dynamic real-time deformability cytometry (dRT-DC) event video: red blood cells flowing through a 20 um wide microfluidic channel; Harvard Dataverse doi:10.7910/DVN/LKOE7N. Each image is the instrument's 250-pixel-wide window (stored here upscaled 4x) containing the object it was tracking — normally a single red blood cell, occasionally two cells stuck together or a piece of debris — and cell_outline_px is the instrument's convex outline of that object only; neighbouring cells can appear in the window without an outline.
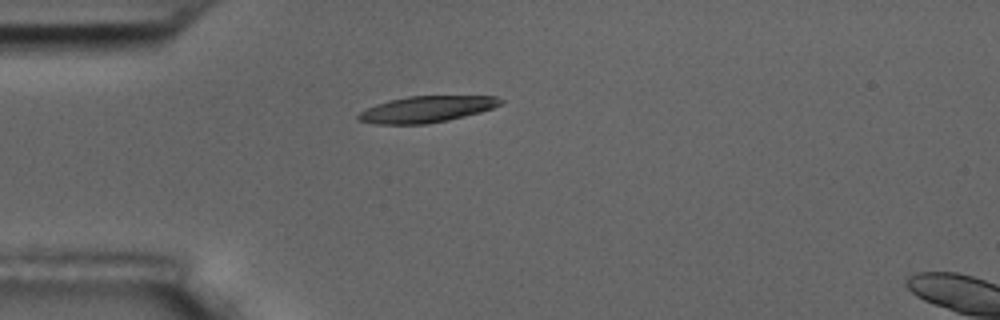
{"species": "common noctule bat (a hibernating species)", "species_latin": "Nyctalus noctula", "temperature_condition": "room temperature", "stored_images_in_passage": 6, "camera_frame_rate_fps": 3000, "um_per_image_px": 0.085, "animal": {"sex": "male", "body_mass_g": 17.5, "forearm_length_mm": 52.3}, "frame": {"image": 1, "passage_image": 6, "time_ms": 6.667, "image_size_px": [1000, 320], "cell_outline_px": [[504, 100], [500, 104], [492, 108], [480, 112], [448, 120], [424, 124], [376, 124], [356, 120], [356, 116], [360, 112], [376, 104], [388, 100], [408, 96], [496, 96]], "centroid_in_image_um": [36.23, 9.28], "position_along_channel_um": 48.8, "area_um2": 21.73}}